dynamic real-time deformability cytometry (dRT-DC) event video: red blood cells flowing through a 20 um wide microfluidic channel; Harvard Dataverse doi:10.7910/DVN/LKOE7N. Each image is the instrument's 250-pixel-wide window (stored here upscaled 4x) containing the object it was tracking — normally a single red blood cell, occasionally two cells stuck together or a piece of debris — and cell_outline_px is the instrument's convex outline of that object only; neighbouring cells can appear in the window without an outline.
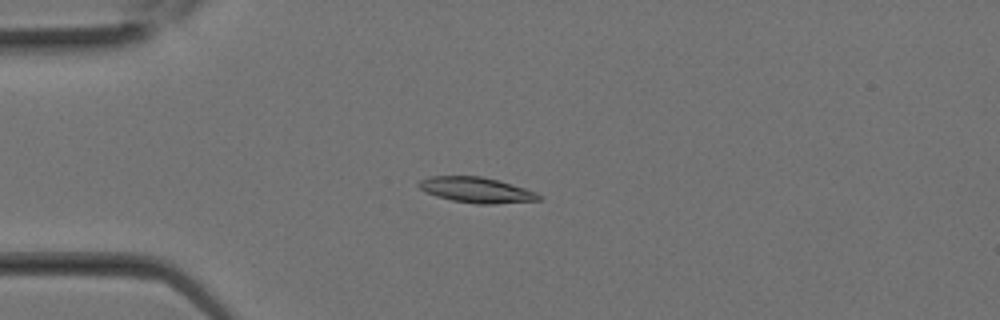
{"species": "Egyptian fruit bat (a non-hibernating species)", "species_latin": "Rousettus aegyptiacus", "temperature_condition": "room temperature", "stored_images_in_passage": 9, "camera_frame_rate_fps": 3000, "um_per_image_px": 0.085, "animal": {"sex": "female"}, "frame": {"image": 1, "passage_image": 6, "time_ms": 1.667, "image_size_px": [1000, 320], "cell_outline_px": [[544, 196], [540, 200], [496, 204], [476, 204], [452, 200], [436, 196], [424, 192], [416, 184], [420, 180], [432, 176], [480, 176], [496, 180], [524, 188], [536, 192]], "centroid_in_image_um": [40.49, 16.16], "position_along_channel_um": 44.5, "area_um2": 17.8}}
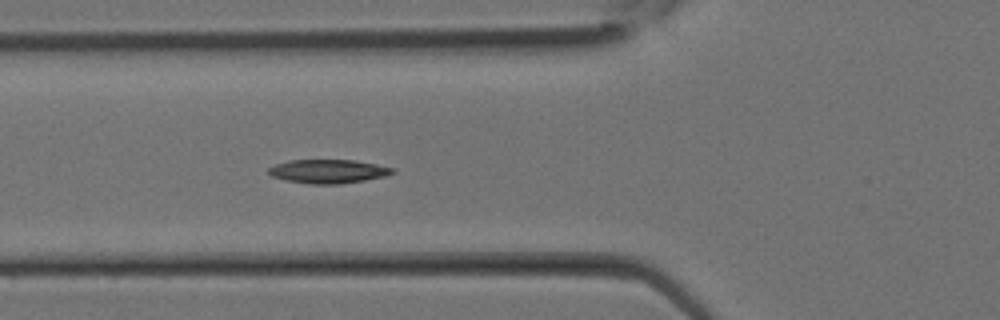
{"frame": {"image": 2, "passage_image": 9, "time_ms": 2.667, "image_size_px": [1000, 320], "cell_outline_px": [[396, 172], [384, 176], [364, 180], [340, 184], [312, 184], [288, 180], [272, 176], [268, 172], [268, 168], [276, 164], [288, 160], [356, 160], [396, 168]], "centroid_in_image_um": [27.93, 14.55], "position_along_channel_um": 97.9, "area_um2": 17.11}}